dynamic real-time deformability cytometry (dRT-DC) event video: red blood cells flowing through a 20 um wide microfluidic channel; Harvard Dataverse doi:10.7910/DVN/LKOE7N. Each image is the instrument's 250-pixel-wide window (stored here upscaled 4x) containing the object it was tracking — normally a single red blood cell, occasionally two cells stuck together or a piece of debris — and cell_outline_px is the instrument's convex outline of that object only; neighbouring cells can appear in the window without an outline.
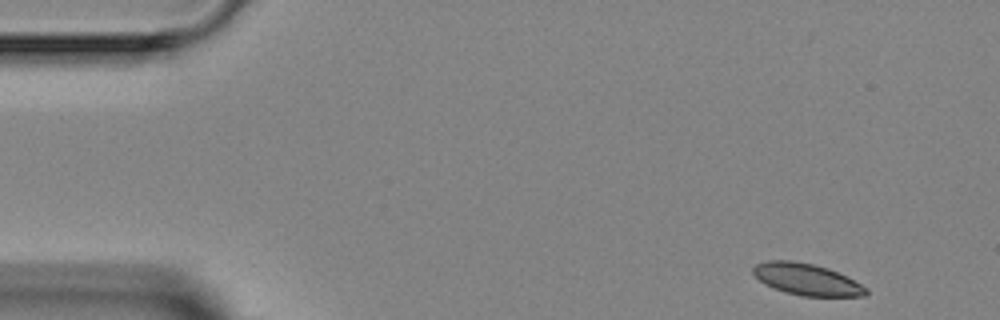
{"species": "Egyptian fruit bat (a non-hibernating species)", "species_latin": "Rousettus aegyptiacus", "temperature_condition": "room temperature", "stored_images_in_passage": 5, "segment_of_instrument_passage": [2, 2], "camera_frame_rate_fps": 3000, "um_per_image_px": 0.085, "animal": {"sex": "female"}, "frame": {"image": 1, "passage_image": 5, "time_ms": 4.667, "image_size_px": [1000, 320], "cell_outline_px": [[868, 292], [864, 296], [800, 296], [784, 292], [764, 284], [752, 272], [752, 268], [756, 264], [768, 260], [792, 260], [812, 264], [828, 268], [848, 276], [868, 288]], "centroid_in_image_um": [68.58, 23.74], "position_along_channel_um": 16.4, "area_um2": 20.92}}